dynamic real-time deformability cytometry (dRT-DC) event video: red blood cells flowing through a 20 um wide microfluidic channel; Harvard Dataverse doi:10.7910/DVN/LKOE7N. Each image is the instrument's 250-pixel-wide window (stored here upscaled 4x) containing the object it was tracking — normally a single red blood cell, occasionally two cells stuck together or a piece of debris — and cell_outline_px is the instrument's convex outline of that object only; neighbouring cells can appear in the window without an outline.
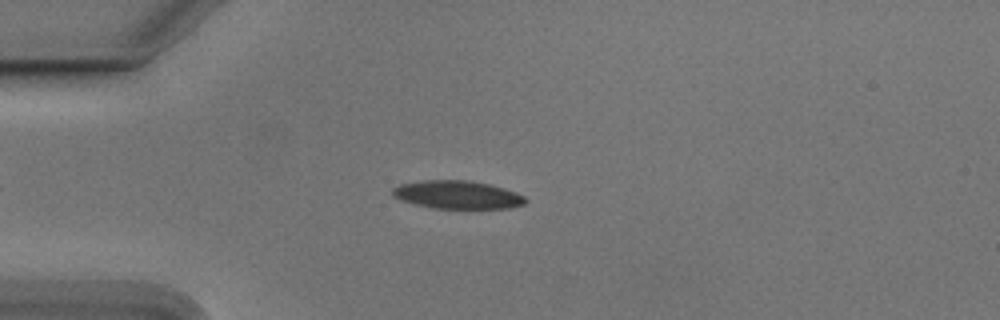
{"species": "Egyptian fruit bat (a non-hibernating species)", "species_latin": "Rousettus aegyptiacus", "temperature_condition": "cold", "stored_images_in_passage": 53, "camera_frame_rate_fps": 3000, "um_per_image_px": 0.085, "animal": {"sex": "male"}, "frame": {"image": 1, "passage_image": 13, "time_ms": 4.0, "image_size_px": [1000, 320], "cell_outline_px": [[528, 200], [524, 204], [508, 208], [432, 208], [412, 204], [400, 200], [392, 196], [392, 188], [400, 184], [424, 180], [468, 180], [488, 184], [504, 188], [524, 196]], "centroid_in_image_um": [38.83, 16.55], "position_along_channel_um": 46.2, "area_um2": 21.79}}
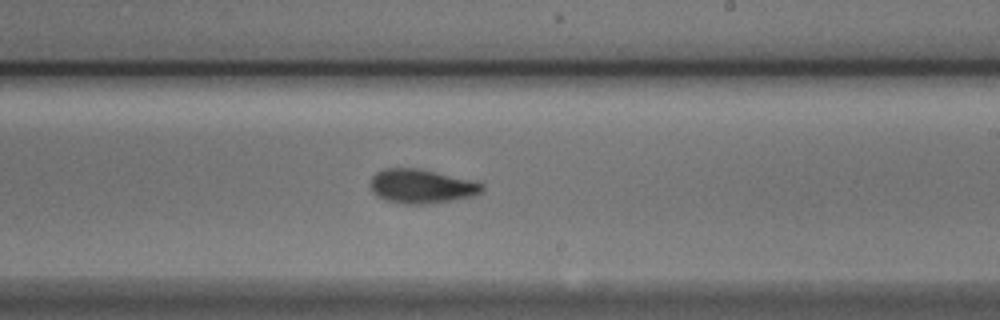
{"frame": {"image": 2, "passage_image": 31, "time_ms": 10.0, "image_size_px": [1000, 320], "cell_outline_px": [[484, 188], [476, 196], [456, 200], [428, 204], [404, 204], [384, 200], [376, 196], [372, 192], [368, 184], [372, 176], [376, 172], [384, 168], [416, 168], [476, 180], [484, 184]], "centroid_in_image_um": [35.83, 15.84], "position_along_channel_um": 253.2, "area_um2": 22.77}}
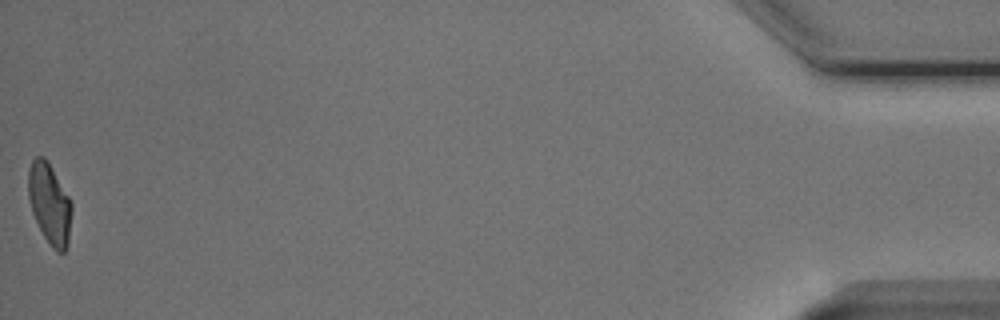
{"frame": {"image": 3, "passage_image": 53, "time_ms": 17.333, "image_size_px": [1000, 320], "cell_outline_px": [[72, 208], [68, 244], [64, 252], [56, 252], [52, 248], [44, 236], [32, 212], [28, 196], [28, 172], [32, 160], [36, 156], [44, 156], [48, 160], [68, 196], [72, 204]], "centroid_in_image_um": [4.21, 17.3], "position_along_channel_um": 431.0, "area_um2": 20.35}, "authors_computed_cell_mechanics": {"area_um2": 21.4438, "velocity_mm_per_s": 3.7745, "shape_relaxation_time_tau1_ms": 4.5221, "shape_relaxation_time_tau2_ms": 2.6258, "deformation_change_tau1": 0.1683, "deformation_change_tau2": 0.0825}}